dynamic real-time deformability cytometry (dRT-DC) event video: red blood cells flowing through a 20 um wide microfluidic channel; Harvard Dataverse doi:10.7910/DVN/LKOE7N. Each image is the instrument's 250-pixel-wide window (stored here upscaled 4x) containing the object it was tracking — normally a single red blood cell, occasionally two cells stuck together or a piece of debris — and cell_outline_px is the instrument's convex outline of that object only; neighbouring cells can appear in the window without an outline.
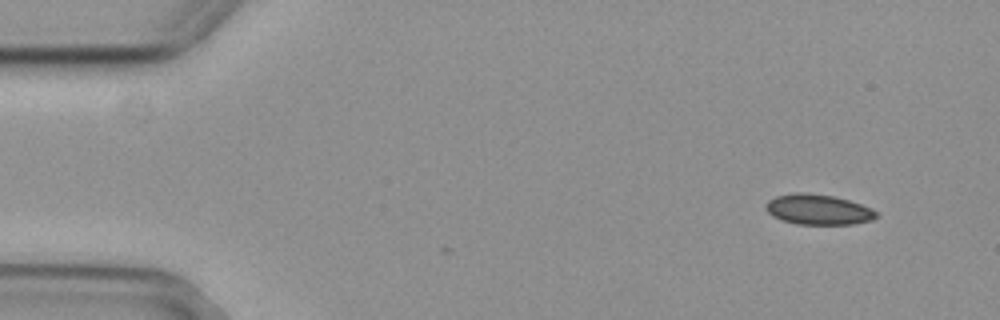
{"species": "common noctule bat (a hibernating species)", "species_latin": "Nyctalus noctula", "temperature_condition": "cold", "stored_images_in_passage": 3, "camera_frame_rate_fps": 3000, "um_per_image_px": 0.085, "animal": {"sex": "female", "body_mass_g": 29.2, "forearm_length_mm": 56.3}, "frame": {"image": 1, "passage_image": 1, "time_ms": 0.0, "image_size_px": [1000, 320], "cell_outline_px": [[880, 216], [872, 220], [852, 224], [796, 224], [780, 220], [772, 216], [764, 208], [764, 204], [768, 200], [776, 196], [796, 192], [804, 192], [832, 196], [848, 200], [872, 208]], "centroid_in_image_um": [69.52, 17.81], "position_along_channel_um": 15.5, "area_um2": 19.65}}